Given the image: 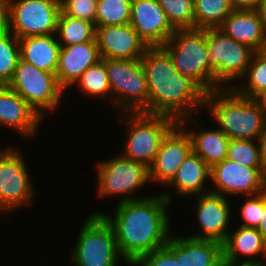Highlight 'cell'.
<instances>
[{
    "label": "cell",
    "mask_w": 266,
    "mask_h": 266,
    "mask_svg": "<svg viewBox=\"0 0 266 266\" xmlns=\"http://www.w3.org/2000/svg\"><path fill=\"white\" fill-rule=\"evenodd\" d=\"M168 192L117 203L114 216L100 214L114 230L116 242L124 262L164 247L171 237L167 213L171 201Z\"/></svg>",
    "instance_id": "6da1fadb"
},
{
    "label": "cell",
    "mask_w": 266,
    "mask_h": 266,
    "mask_svg": "<svg viewBox=\"0 0 266 266\" xmlns=\"http://www.w3.org/2000/svg\"><path fill=\"white\" fill-rule=\"evenodd\" d=\"M141 62L147 77L148 114L169 116L188 127L186 124L194 122V111L204 108L207 93L176 70L161 46L148 47Z\"/></svg>",
    "instance_id": "7a4b0ae2"
},
{
    "label": "cell",
    "mask_w": 266,
    "mask_h": 266,
    "mask_svg": "<svg viewBox=\"0 0 266 266\" xmlns=\"http://www.w3.org/2000/svg\"><path fill=\"white\" fill-rule=\"evenodd\" d=\"M229 139L258 140L266 126V116L254 100L239 95L233 88L213 90L203 105Z\"/></svg>",
    "instance_id": "3957f363"
},
{
    "label": "cell",
    "mask_w": 266,
    "mask_h": 266,
    "mask_svg": "<svg viewBox=\"0 0 266 266\" xmlns=\"http://www.w3.org/2000/svg\"><path fill=\"white\" fill-rule=\"evenodd\" d=\"M176 70L194 80L206 93L215 90V75L208 58L206 28L175 29L161 46Z\"/></svg>",
    "instance_id": "277c9868"
},
{
    "label": "cell",
    "mask_w": 266,
    "mask_h": 266,
    "mask_svg": "<svg viewBox=\"0 0 266 266\" xmlns=\"http://www.w3.org/2000/svg\"><path fill=\"white\" fill-rule=\"evenodd\" d=\"M102 60L105 62L111 87L110 99L115 100L114 106L120 107L124 113L148 114L149 92L141 59L102 58Z\"/></svg>",
    "instance_id": "5b68a950"
},
{
    "label": "cell",
    "mask_w": 266,
    "mask_h": 266,
    "mask_svg": "<svg viewBox=\"0 0 266 266\" xmlns=\"http://www.w3.org/2000/svg\"><path fill=\"white\" fill-rule=\"evenodd\" d=\"M128 127L126 143L122 156L150 167L168 132L178 123L165 115H150L142 112L124 113Z\"/></svg>",
    "instance_id": "8992f818"
},
{
    "label": "cell",
    "mask_w": 266,
    "mask_h": 266,
    "mask_svg": "<svg viewBox=\"0 0 266 266\" xmlns=\"http://www.w3.org/2000/svg\"><path fill=\"white\" fill-rule=\"evenodd\" d=\"M74 247L70 258L75 266H117L118 257L124 259L113 228L97 212L88 215Z\"/></svg>",
    "instance_id": "52a82bcc"
},
{
    "label": "cell",
    "mask_w": 266,
    "mask_h": 266,
    "mask_svg": "<svg viewBox=\"0 0 266 266\" xmlns=\"http://www.w3.org/2000/svg\"><path fill=\"white\" fill-rule=\"evenodd\" d=\"M206 44L215 75V90L224 85L223 88L229 89L232 81L244 78L255 53L253 49L233 40L219 28H206Z\"/></svg>",
    "instance_id": "ba28073f"
},
{
    "label": "cell",
    "mask_w": 266,
    "mask_h": 266,
    "mask_svg": "<svg viewBox=\"0 0 266 266\" xmlns=\"http://www.w3.org/2000/svg\"><path fill=\"white\" fill-rule=\"evenodd\" d=\"M19 94L42 118L44 112L54 110L65 90L55 73L46 72L21 58L11 82L7 85Z\"/></svg>",
    "instance_id": "9c48e42d"
},
{
    "label": "cell",
    "mask_w": 266,
    "mask_h": 266,
    "mask_svg": "<svg viewBox=\"0 0 266 266\" xmlns=\"http://www.w3.org/2000/svg\"><path fill=\"white\" fill-rule=\"evenodd\" d=\"M98 195L119 196V202L142 199L131 194L150 181L149 167L122 155L97 163ZM129 195V196H128Z\"/></svg>",
    "instance_id": "30bf717a"
},
{
    "label": "cell",
    "mask_w": 266,
    "mask_h": 266,
    "mask_svg": "<svg viewBox=\"0 0 266 266\" xmlns=\"http://www.w3.org/2000/svg\"><path fill=\"white\" fill-rule=\"evenodd\" d=\"M9 32L18 38L56 34L60 0H8Z\"/></svg>",
    "instance_id": "8fae6325"
},
{
    "label": "cell",
    "mask_w": 266,
    "mask_h": 266,
    "mask_svg": "<svg viewBox=\"0 0 266 266\" xmlns=\"http://www.w3.org/2000/svg\"><path fill=\"white\" fill-rule=\"evenodd\" d=\"M27 169L17 148L0 151V212L32 204L35 191Z\"/></svg>",
    "instance_id": "7c38bea8"
},
{
    "label": "cell",
    "mask_w": 266,
    "mask_h": 266,
    "mask_svg": "<svg viewBox=\"0 0 266 266\" xmlns=\"http://www.w3.org/2000/svg\"><path fill=\"white\" fill-rule=\"evenodd\" d=\"M263 168H251L240 163L224 159L211 167L210 179L214 189L210 192L222 195L254 196L263 192Z\"/></svg>",
    "instance_id": "4fadbf2b"
},
{
    "label": "cell",
    "mask_w": 266,
    "mask_h": 266,
    "mask_svg": "<svg viewBox=\"0 0 266 266\" xmlns=\"http://www.w3.org/2000/svg\"><path fill=\"white\" fill-rule=\"evenodd\" d=\"M192 152L190 136L177 123L162 140L154 162L149 167L150 180L167 186Z\"/></svg>",
    "instance_id": "5bb4252c"
},
{
    "label": "cell",
    "mask_w": 266,
    "mask_h": 266,
    "mask_svg": "<svg viewBox=\"0 0 266 266\" xmlns=\"http://www.w3.org/2000/svg\"><path fill=\"white\" fill-rule=\"evenodd\" d=\"M129 24L148 47L163 46L175 32L158 0H132Z\"/></svg>",
    "instance_id": "9a60e30c"
},
{
    "label": "cell",
    "mask_w": 266,
    "mask_h": 266,
    "mask_svg": "<svg viewBox=\"0 0 266 266\" xmlns=\"http://www.w3.org/2000/svg\"><path fill=\"white\" fill-rule=\"evenodd\" d=\"M95 39L101 58L138 60L148 48L130 24L96 27Z\"/></svg>",
    "instance_id": "2e32d148"
},
{
    "label": "cell",
    "mask_w": 266,
    "mask_h": 266,
    "mask_svg": "<svg viewBox=\"0 0 266 266\" xmlns=\"http://www.w3.org/2000/svg\"><path fill=\"white\" fill-rule=\"evenodd\" d=\"M197 222L201 227V233L189 237L195 239L215 240L223 243L228 234V224L231 210L227 197L208 192L198 195Z\"/></svg>",
    "instance_id": "e0dca14e"
},
{
    "label": "cell",
    "mask_w": 266,
    "mask_h": 266,
    "mask_svg": "<svg viewBox=\"0 0 266 266\" xmlns=\"http://www.w3.org/2000/svg\"><path fill=\"white\" fill-rule=\"evenodd\" d=\"M102 60L96 39L89 42L61 46L56 76L60 85L66 88L75 85L80 76Z\"/></svg>",
    "instance_id": "ac0fdd59"
},
{
    "label": "cell",
    "mask_w": 266,
    "mask_h": 266,
    "mask_svg": "<svg viewBox=\"0 0 266 266\" xmlns=\"http://www.w3.org/2000/svg\"><path fill=\"white\" fill-rule=\"evenodd\" d=\"M41 119L19 94L7 85H0V126L11 127L30 138L37 133Z\"/></svg>",
    "instance_id": "d6986e66"
},
{
    "label": "cell",
    "mask_w": 266,
    "mask_h": 266,
    "mask_svg": "<svg viewBox=\"0 0 266 266\" xmlns=\"http://www.w3.org/2000/svg\"><path fill=\"white\" fill-rule=\"evenodd\" d=\"M233 40L262 51L266 31L257 10L234 9L218 27Z\"/></svg>",
    "instance_id": "ffe728a7"
},
{
    "label": "cell",
    "mask_w": 266,
    "mask_h": 266,
    "mask_svg": "<svg viewBox=\"0 0 266 266\" xmlns=\"http://www.w3.org/2000/svg\"><path fill=\"white\" fill-rule=\"evenodd\" d=\"M222 243L215 240L176 236V261L178 266H220Z\"/></svg>",
    "instance_id": "44dd1931"
},
{
    "label": "cell",
    "mask_w": 266,
    "mask_h": 266,
    "mask_svg": "<svg viewBox=\"0 0 266 266\" xmlns=\"http://www.w3.org/2000/svg\"><path fill=\"white\" fill-rule=\"evenodd\" d=\"M55 37L56 34L20 38L21 59L40 70L56 74L61 45Z\"/></svg>",
    "instance_id": "7402d4cb"
},
{
    "label": "cell",
    "mask_w": 266,
    "mask_h": 266,
    "mask_svg": "<svg viewBox=\"0 0 266 266\" xmlns=\"http://www.w3.org/2000/svg\"><path fill=\"white\" fill-rule=\"evenodd\" d=\"M211 168L193 152L183 161L173 179L167 184L173 186L180 195H200L210 192L204 186L210 179ZM205 190V191H204Z\"/></svg>",
    "instance_id": "603a6c76"
},
{
    "label": "cell",
    "mask_w": 266,
    "mask_h": 266,
    "mask_svg": "<svg viewBox=\"0 0 266 266\" xmlns=\"http://www.w3.org/2000/svg\"><path fill=\"white\" fill-rule=\"evenodd\" d=\"M222 260L240 261L241 256H250L248 261H257L258 254L266 259V238L257 228L239 226L235 232H229L222 243ZM253 257V258H252Z\"/></svg>",
    "instance_id": "cb8c5ba5"
},
{
    "label": "cell",
    "mask_w": 266,
    "mask_h": 266,
    "mask_svg": "<svg viewBox=\"0 0 266 266\" xmlns=\"http://www.w3.org/2000/svg\"><path fill=\"white\" fill-rule=\"evenodd\" d=\"M192 142L193 153L200 156L211 168L227 158L230 139L219 129L187 131Z\"/></svg>",
    "instance_id": "d4e9b609"
},
{
    "label": "cell",
    "mask_w": 266,
    "mask_h": 266,
    "mask_svg": "<svg viewBox=\"0 0 266 266\" xmlns=\"http://www.w3.org/2000/svg\"><path fill=\"white\" fill-rule=\"evenodd\" d=\"M56 35H58L56 37L61 46L89 42L95 40L96 26L89 21L72 18L61 11Z\"/></svg>",
    "instance_id": "484cf974"
},
{
    "label": "cell",
    "mask_w": 266,
    "mask_h": 266,
    "mask_svg": "<svg viewBox=\"0 0 266 266\" xmlns=\"http://www.w3.org/2000/svg\"><path fill=\"white\" fill-rule=\"evenodd\" d=\"M233 10L231 0H194V28H218Z\"/></svg>",
    "instance_id": "4316f807"
},
{
    "label": "cell",
    "mask_w": 266,
    "mask_h": 266,
    "mask_svg": "<svg viewBox=\"0 0 266 266\" xmlns=\"http://www.w3.org/2000/svg\"><path fill=\"white\" fill-rule=\"evenodd\" d=\"M244 77H248L247 85H239V87L230 85V88H233L239 95L254 99L266 90V55L261 51L255 52Z\"/></svg>",
    "instance_id": "83f0119b"
},
{
    "label": "cell",
    "mask_w": 266,
    "mask_h": 266,
    "mask_svg": "<svg viewBox=\"0 0 266 266\" xmlns=\"http://www.w3.org/2000/svg\"><path fill=\"white\" fill-rule=\"evenodd\" d=\"M131 2L132 0H98L95 26L129 24Z\"/></svg>",
    "instance_id": "f1b7e54d"
},
{
    "label": "cell",
    "mask_w": 266,
    "mask_h": 266,
    "mask_svg": "<svg viewBox=\"0 0 266 266\" xmlns=\"http://www.w3.org/2000/svg\"><path fill=\"white\" fill-rule=\"evenodd\" d=\"M19 39L11 32L0 35V85H8L20 59Z\"/></svg>",
    "instance_id": "f546056e"
},
{
    "label": "cell",
    "mask_w": 266,
    "mask_h": 266,
    "mask_svg": "<svg viewBox=\"0 0 266 266\" xmlns=\"http://www.w3.org/2000/svg\"><path fill=\"white\" fill-rule=\"evenodd\" d=\"M81 90L88 96L110 97L111 87L109 84L108 74L105 62L100 60L97 64L90 66L75 82Z\"/></svg>",
    "instance_id": "4dcf8cb0"
},
{
    "label": "cell",
    "mask_w": 266,
    "mask_h": 266,
    "mask_svg": "<svg viewBox=\"0 0 266 266\" xmlns=\"http://www.w3.org/2000/svg\"><path fill=\"white\" fill-rule=\"evenodd\" d=\"M174 29H194V0H158Z\"/></svg>",
    "instance_id": "1f68e13d"
},
{
    "label": "cell",
    "mask_w": 266,
    "mask_h": 266,
    "mask_svg": "<svg viewBox=\"0 0 266 266\" xmlns=\"http://www.w3.org/2000/svg\"><path fill=\"white\" fill-rule=\"evenodd\" d=\"M230 139L227 159L251 168H263L258 140ZM258 143V145L256 144Z\"/></svg>",
    "instance_id": "d6a6232c"
},
{
    "label": "cell",
    "mask_w": 266,
    "mask_h": 266,
    "mask_svg": "<svg viewBox=\"0 0 266 266\" xmlns=\"http://www.w3.org/2000/svg\"><path fill=\"white\" fill-rule=\"evenodd\" d=\"M130 266H178L176 261V236L171 235L167 244L151 253L134 259Z\"/></svg>",
    "instance_id": "836d02e7"
},
{
    "label": "cell",
    "mask_w": 266,
    "mask_h": 266,
    "mask_svg": "<svg viewBox=\"0 0 266 266\" xmlns=\"http://www.w3.org/2000/svg\"><path fill=\"white\" fill-rule=\"evenodd\" d=\"M98 0H60L61 11L72 18L95 24Z\"/></svg>",
    "instance_id": "e575fe53"
},
{
    "label": "cell",
    "mask_w": 266,
    "mask_h": 266,
    "mask_svg": "<svg viewBox=\"0 0 266 266\" xmlns=\"http://www.w3.org/2000/svg\"><path fill=\"white\" fill-rule=\"evenodd\" d=\"M247 197L240 209V214L242 219H244L240 226L258 228L261 222V212H263V192Z\"/></svg>",
    "instance_id": "d590c367"
},
{
    "label": "cell",
    "mask_w": 266,
    "mask_h": 266,
    "mask_svg": "<svg viewBox=\"0 0 266 266\" xmlns=\"http://www.w3.org/2000/svg\"><path fill=\"white\" fill-rule=\"evenodd\" d=\"M9 31V2L0 0V35Z\"/></svg>",
    "instance_id": "8d00e7d4"
},
{
    "label": "cell",
    "mask_w": 266,
    "mask_h": 266,
    "mask_svg": "<svg viewBox=\"0 0 266 266\" xmlns=\"http://www.w3.org/2000/svg\"><path fill=\"white\" fill-rule=\"evenodd\" d=\"M260 0H231L234 9L257 10Z\"/></svg>",
    "instance_id": "74e56055"
},
{
    "label": "cell",
    "mask_w": 266,
    "mask_h": 266,
    "mask_svg": "<svg viewBox=\"0 0 266 266\" xmlns=\"http://www.w3.org/2000/svg\"><path fill=\"white\" fill-rule=\"evenodd\" d=\"M236 261V260H222V264L224 266H265L262 260H257V261Z\"/></svg>",
    "instance_id": "f35d334b"
},
{
    "label": "cell",
    "mask_w": 266,
    "mask_h": 266,
    "mask_svg": "<svg viewBox=\"0 0 266 266\" xmlns=\"http://www.w3.org/2000/svg\"><path fill=\"white\" fill-rule=\"evenodd\" d=\"M259 148H260V157L263 166L266 165V126L263 129V132L258 138Z\"/></svg>",
    "instance_id": "ab89813d"
},
{
    "label": "cell",
    "mask_w": 266,
    "mask_h": 266,
    "mask_svg": "<svg viewBox=\"0 0 266 266\" xmlns=\"http://www.w3.org/2000/svg\"><path fill=\"white\" fill-rule=\"evenodd\" d=\"M257 229L266 238V193H263V212H261V222Z\"/></svg>",
    "instance_id": "60d3db41"
},
{
    "label": "cell",
    "mask_w": 266,
    "mask_h": 266,
    "mask_svg": "<svg viewBox=\"0 0 266 266\" xmlns=\"http://www.w3.org/2000/svg\"><path fill=\"white\" fill-rule=\"evenodd\" d=\"M257 11L260 15L264 29L266 31V0H260Z\"/></svg>",
    "instance_id": "b9f144b4"
},
{
    "label": "cell",
    "mask_w": 266,
    "mask_h": 266,
    "mask_svg": "<svg viewBox=\"0 0 266 266\" xmlns=\"http://www.w3.org/2000/svg\"><path fill=\"white\" fill-rule=\"evenodd\" d=\"M254 100L259 104L260 109L266 116V90L259 93Z\"/></svg>",
    "instance_id": "7bdbcfd3"
},
{
    "label": "cell",
    "mask_w": 266,
    "mask_h": 266,
    "mask_svg": "<svg viewBox=\"0 0 266 266\" xmlns=\"http://www.w3.org/2000/svg\"><path fill=\"white\" fill-rule=\"evenodd\" d=\"M262 189L263 193H266V165L263 166L262 170Z\"/></svg>",
    "instance_id": "ee69618b"
},
{
    "label": "cell",
    "mask_w": 266,
    "mask_h": 266,
    "mask_svg": "<svg viewBox=\"0 0 266 266\" xmlns=\"http://www.w3.org/2000/svg\"><path fill=\"white\" fill-rule=\"evenodd\" d=\"M264 55H266V42L264 43L263 49L261 51Z\"/></svg>",
    "instance_id": "f6af8a7d"
}]
</instances>
